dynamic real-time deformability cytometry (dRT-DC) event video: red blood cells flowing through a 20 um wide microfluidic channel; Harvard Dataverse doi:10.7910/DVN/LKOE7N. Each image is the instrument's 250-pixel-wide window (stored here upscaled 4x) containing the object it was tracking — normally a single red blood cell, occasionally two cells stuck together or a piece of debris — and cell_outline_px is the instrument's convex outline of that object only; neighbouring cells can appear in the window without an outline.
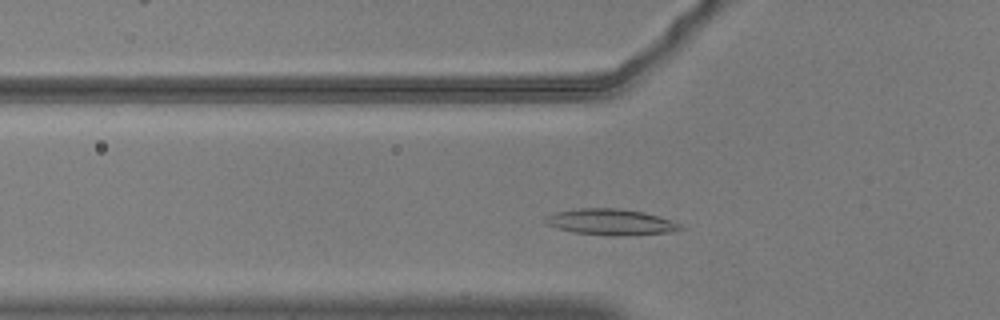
{"species": "common noctule bat (a hibernating species)", "species_latin": "Nyctalus noctula", "temperature_condition": "warm", "stored_images_in_passage": 45, "camera_frame_rate_fps": 3000, "um_per_image_px": 0.085, "animal": {"sex": "male", "body_mass_g": 20.5, "forearm_length_mm": 52.5}, "frame": {"image": 1, "passage_image": 8, "time_ms": 2.333, "image_size_px": [1000, 320], "cell_outline_px": [[684, 228], [668, 232], [628, 236], [604, 236], [576, 232], [556, 228], [548, 224], [544, 220], [548, 216], [556, 212], [580, 208], [620, 208], [644, 212], [672, 220], [680, 224]], "centroid_in_image_um": [51.95, 18.88], "position_along_channel_um": 73.9, "area_um2": 20.52}}
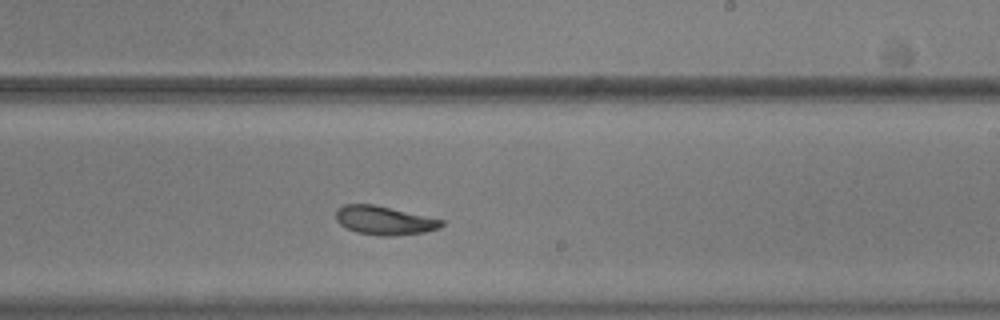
{"frame": {"image": 2, "passage_image": 23, "time_ms": 7.333, "image_size_px": [1000, 320], "cell_outline_px": [[444, 224], [440, 228], [424, 232], [396, 236], [380, 236], [356, 232], [340, 224], [336, 220], [336, 208], [344, 204], [372, 204], [444, 220]], "centroid_in_image_um": [32.65, 18.74], "position_along_channel_um": 256.3, "area_um2": 17.63}}
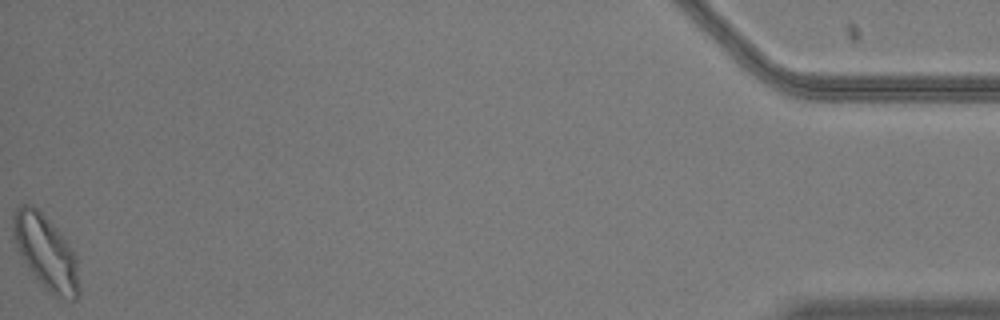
{"frame": {"image": 3, "passage_image": 45, "time_ms": 14.667, "image_size_px": [1000, 320], "cell_outline_px": [[80, 292], [76, 300], [60, 300], [48, 292], [44, 288], [32, 272], [24, 260], [12, 236], [12, 216], [16, 208], [20, 204], [32, 204], [48, 220], [72, 248], [76, 256], [80, 288]], "centroid_in_image_um": [3.91, 21.48], "position_along_channel_um": 431.3, "area_um2": 28.44}, "authors_computed_cell_mechanics": {"area_um2": 18.7272, "velocity_mm_per_s": 3.6345, "shape_relaxation_time_tau1_ms": 8.6379, "shape_relaxation_time_tau2_ms": 2.7343, "deformation_change_tau1": 0.2049, "deformation_change_tau2": 0.0905}}